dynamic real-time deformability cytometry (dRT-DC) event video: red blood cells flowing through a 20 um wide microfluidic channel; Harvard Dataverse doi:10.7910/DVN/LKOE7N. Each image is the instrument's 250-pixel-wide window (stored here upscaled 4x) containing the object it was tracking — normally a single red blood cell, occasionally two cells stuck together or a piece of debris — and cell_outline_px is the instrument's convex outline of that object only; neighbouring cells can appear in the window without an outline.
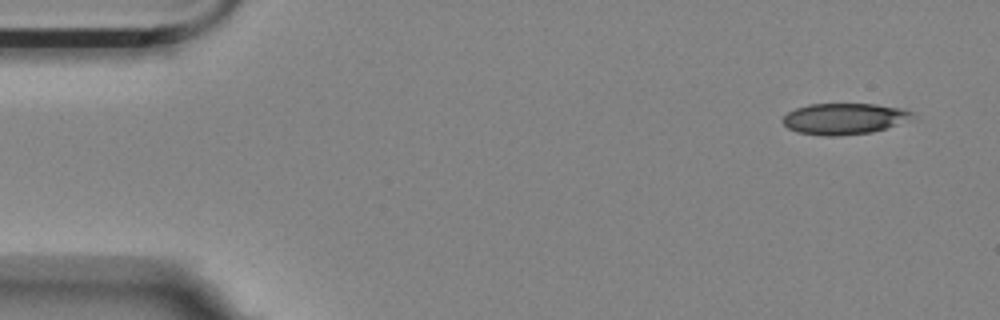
{"species": "Egyptian fruit bat (a non-hibernating species)", "species_latin": "Rousettus aegyptiacus", "temperature_condition": "room temperature", "stored_images_in_passage": 4, "camera_frame_rate_fps": 3000, "um_per_image_px": 0.085, "animal": {"sex": "female"}, "frame": {"image": 1, "passage_image": 1, "time_ms": 0.0, "image_size_px": [1000, 320], "cell_outline_px": [[916, 116], [888, 128], [872, 132], [836, 136], [824, 136], [796, 132], [788, 128], [780, 120], [788, 112], [796, 108], [808, 104], [876, 104], [900, 108], [916, 112]], "centroid_in_image_um": [71.75, 10.09], "position_along_channel_um": 13.2, "area_um2": 23.7}}
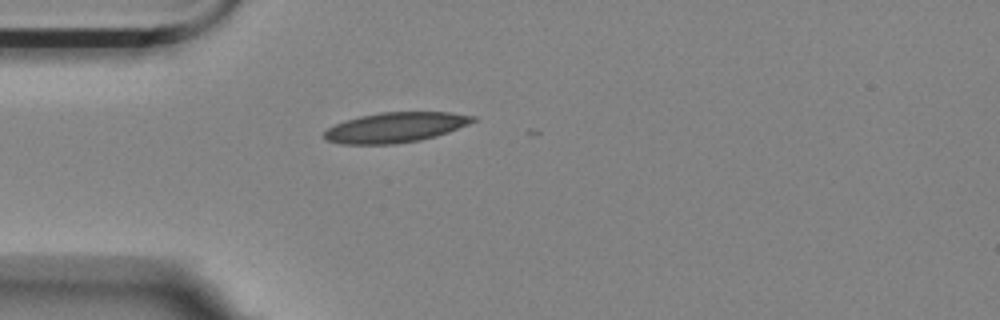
{"frame": {"image": 2, "passage_image": 4, "time_ms": 3.667, "image_size_px": [1000, 320], "cell_outline_px": [[476, 120], [468, 124], [448, 132], [436, 136], [420, 140], [392, 144], [340, 144], [324, 140], [324, 132], [328, 128], [344, 120], [360, 116], [380, 112], [448, 112], [476, 116]], "centroid_in_image_um": [33.58, 10.83], "position_along_channel_um": 51.4, "area_um2": 26.07}}